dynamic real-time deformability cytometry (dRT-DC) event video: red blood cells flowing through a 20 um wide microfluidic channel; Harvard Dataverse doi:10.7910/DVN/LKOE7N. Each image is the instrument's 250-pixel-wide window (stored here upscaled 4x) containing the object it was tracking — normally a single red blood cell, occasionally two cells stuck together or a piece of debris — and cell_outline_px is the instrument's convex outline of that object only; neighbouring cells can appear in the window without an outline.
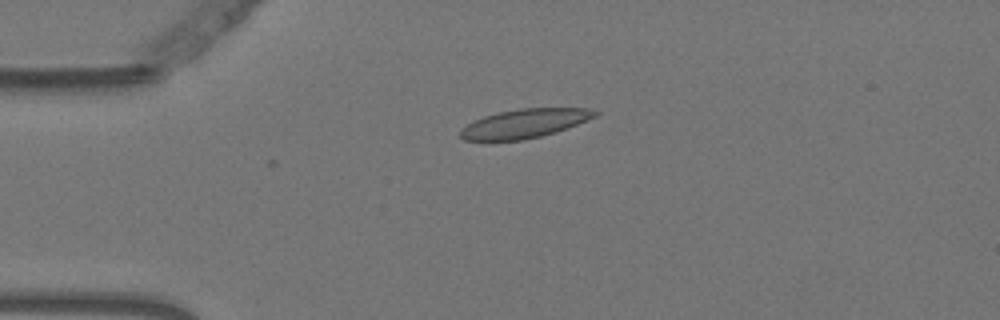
{"species": "Egyptian fruit bat (a non-hibernating species)", "species_latin": "Rousettus aegyptiacus", "temperature_condition": "warm", "stored_images_in_passage": 4, "camera_frame_rate_fps": 3000, "um_per_image_px": 0.085, "animal": {"sex": "female"}, "frame": {"image": 1, "passage_image": 4, "time_ms": 1.0, "image_size_px": [1000, 320], "cell_outline_px": [[600, 112], [596, 116], [568, 128], [556, 132], [524, 140], [464, 140], [460, 136], [460, 132], [468, 124], [484, 116], [500, 112], [520, 108], [588, 108]], "centroid_in_image_um": [44.64, 10.49], "position_along_channel_um": 40.4, "area_um2": 22.43}}